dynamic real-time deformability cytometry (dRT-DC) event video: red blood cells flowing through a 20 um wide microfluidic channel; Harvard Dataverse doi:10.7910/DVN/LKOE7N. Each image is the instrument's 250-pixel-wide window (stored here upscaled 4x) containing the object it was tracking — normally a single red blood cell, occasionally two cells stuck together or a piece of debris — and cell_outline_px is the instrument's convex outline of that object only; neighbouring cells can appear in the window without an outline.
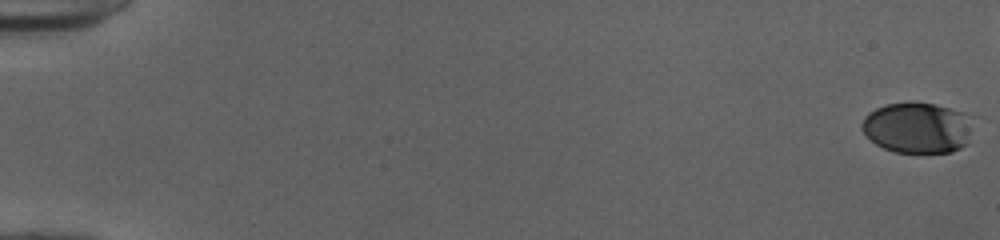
{"species": "human", "species_latin": "Homo sapiens", "temperature_condition": "cold", "stored_images_in_passage": 49, "camera_frame_rate_fps": 3000, "um_per_image_px": 0.085, "donor": {"sex": "female"}, "frame": {"image": 1, "passage_image": 1, "time_ms": 0.0, "image_size_px": [1000, 240], "cell_outline_px": [[968, 144], [952, 152], [896, 152], [884, 148], [876, 144], [860, 128], [860, 124], [864, 116], [868, 112], [884, 104], [912, 100], [936, 104], [964, 112], [968, 128]], "centroid_in_image_um": [77.89, 10.82], "position_along_channel_um": 7.1, "area_um2": 32.89}}
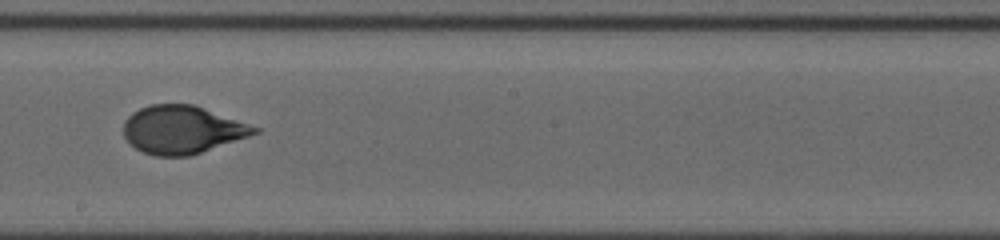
{"frame": {"image": 2, "passage_image": 32, "time_ms": 10.333, "image_size_px": [1000, 240], "cell_outline_px": [[260, 132], [188, 156], [156, 156], [144, 152], [136, 148], [124, 136], [124, 120], [132, 112], [148, 104], [192, 104], [204, 108], [260, 128]], "centroid_in_image_um": [15.45, 11.01], "position_along_channel_um": 232.7, "area_um2": 36.13}}
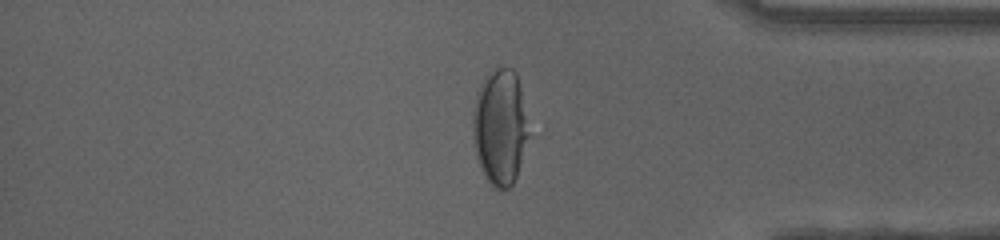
{"frame": {"image": 3, "passage_image": 45, "time_ms": 14.667, "image_size_px": [1000, 240], "cell_outline_px": [[528, 136], [516, 176], [512, 184], [508, 188], [496, 188], [488, 180], [476, 156], [472, 120], [476, 96], [480, 84], [484, 76], [488, 72], [496, 68], [512, 68], [516, 72], [520, 88], [528, 132]], "centroid_in_image_um": [42.48, 10.75], "position_along_channel_um": 392.7, "area_um2": 36.82}}